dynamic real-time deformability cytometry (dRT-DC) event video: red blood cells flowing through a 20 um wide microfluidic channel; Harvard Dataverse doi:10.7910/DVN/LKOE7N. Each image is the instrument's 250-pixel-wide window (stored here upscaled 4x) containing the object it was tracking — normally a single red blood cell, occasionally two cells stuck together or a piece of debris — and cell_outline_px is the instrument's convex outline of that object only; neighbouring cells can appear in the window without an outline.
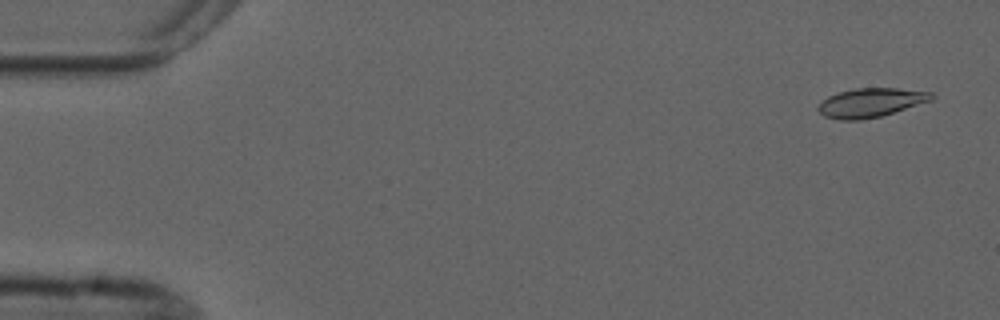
{"species": "common noctule bat (a hibernating species)", "species_latin": "Nyctalus noctula", "temperature_condition": "cold", "stored_images_in_passage": 4, "camera_frame_rate_fps": 3000, "um_per_image_px": 0.085, "animal": {"sex": "male", "forearm_length_mm": 52.5}, "frame": {"image": 1, "passage_image": 1, "time_ms": 0.0, "image_size_px": [1000, 320], "cell_outline_px": [[936, 96], [932, 100], [880, 116], [860, 120], [840, 120], [824, 116], [816, 108], [828, 96], [840, 92], [856, 88], [896, 88], [932, 92]], "centroid_in_image_um": [74.02, 8.72], "position_along_channel_um": 11.0, "area_um2": 18.96}}
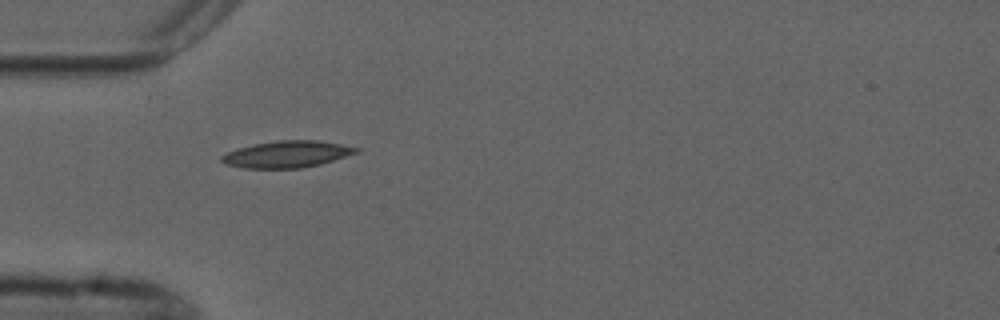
{"frame": {"image": 2, "passage_image": 4, "time_ms": 4.667, "image_size_px": [1000, 320], "cell_outline_px": [[360, 152], [320, 164], [300, 168], [244, 168], [228, 164], [220, 160], [220, 156], [236, 148], [252, 144], [276, 140], [316, 140], [340, 144], [360, 148]], "centroid_in_image_um": [24.39, 13.1], "position_along_channel_um": 60.6, "area_um2": 20.92}}